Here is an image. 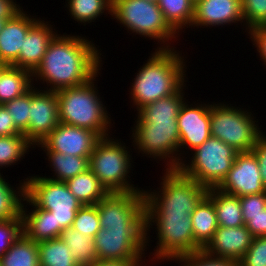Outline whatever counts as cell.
<instances>
[{
  "label": "cell",
  "instance_id": "20",
  "mask_svg": "<svg viewBox=\"0 0 266 266\" xmlns=\"http://www.w3.org/2000/svg\"><path fill=\"white\" fill-rule=\"evenodd\" d=\"M253 236L243 226L218 227L212 239L202 249L212 257L239 261L251 245Z\"/></svg>",
  "mask_w": 266,
  "mask_h": 266
},
{
  "label": "cell",
  "instance_id": "10",
  "mask_svg": "<svg viewBox=\"0 0 266 266\" xmlns=\"http://www.w3.org/2000/svg\"><path fill=\"white\" fill-rule=\"evenodd\" d=\"M238 153L233 147L211 136L192 151L191 162L183 160L179 170L207 188L217 187L231 169Z\"/></svg>",
  "mask_w": 266,
  "mask_h": 266
},
{
  "label": "cell",
  "instance_id": "47",
  "mask_svg": "<svg viewBox=\"0 0 266 266\" xmlns=\"http://www.w3.org/2000/svg\"><path fill=\"white\" fill-rule=\"evenodd\" d=\"M22 9L16 0H0V18L6 21L12 19Z\"/></svg>",
  "mask_w": 266,
  "mask_h": 266
},
{
  "label": "cell",
  "instance_id": "6",
  "mask_svg": "<svg viewBox=\"0 0 266 266\" xmlns=\"http://www.w3.org/2000/svg\"><path fill=\"white\" fill-rule=\"evenodd\" d=\"M110 135L101 137L89 157V169L109 193L144 191L132 184L128 175L133 168L131 148ZM131 154V155H130ZM132 162V163H131ZM141 189V190H140Z\"/></svg>",
  "mask_w": 266,
  "mask_h": 266
},
{
  "label": "cell",
  "instance_id": "24",
  "mask_svg": "<svg viewBox=\"0 0 266 266\" xmlns=\"http://www.w3.org/2000/svg\"><path fill=\"white\" fill-rule=\"evenodd\" d=\"M206 196L213 202L219 227L234 228L245 225L238 196L220 191L216 187L208 188Z\"/></svg>",
  "mask_w": 266,
  "mask_h": 266
},
{
  "label": "cell",
  "instance_id": "18",
  "mask_svg": "<svg viewBox=\"0 0 266 266\" xmlns=\"http://www.w3.org/2000/svg\"><path fill=\"white\" fill-rule=\"evenodd\" d=\"M243 23L241 0H199L194 4L191 27L228 26Z\"/></svg>",
  "mask_w": 266,
  "mask_h": 266
},
{
  "label": "cell",
  "instance_id": "44",
  "mask_svg": "<svg viewBox=\"0 0 266 266\" xmlns=\"http://www.w3.org/2000/svg\"><path fill=\"white\" fill-rule=\"evenodd\" d=\"M248 38L253 42V46L257 48L261 60L266 66V25L257 26L248 31Z\"/></svg>",
  "mask_w": 266,
  "mask_h": 266
},
{
  "label": "cell",
  "instance_id": "1",
  "mask_svg": "<svg viewBox=\"0 0 266 266\" xmlns=\"http://www.w3.org/2000/svg\"><path fill=\"white\" fill-rule=\"evenodd\" d=\"M94 44L79 35L57 34L32 73L33 83L43 81L41 83L47 84L44 90L58 91L85 84L100 75L102 54Z\"/></svg>",
  "mask_w": 266,
  "mask_h": 266
},
{
  "label": "cell",
  "instance_id": "30",
  "mask_svg": "<svg viewBox=\"0 0 266 266\" xmlns=\"http://www.w3.org/2000/svg\"><path fill=\"white\" fill-rule=\"evenodd\" d=\"M59 238L71 249L79 266H92L97 261L93 238L82 235L72 227L64 229Z\"/></svg>",
  "mask_w": 266,
  "mask_h": 266
},
{
  "label": "cell",
  "instance_id": "45",
  "mask_svg": "<svg viewBox=\"0 0 266 266\" xmlns=\"http://www.w3.org/2000/svg\"><path fill=\"white\" fill-rule=\"evenodd\" d=\"M252 152L258 159L261 179L266 188V134L263 132L256 140Z\"/></svg>",
  "mask_w": 266,
  "mask_h": 266
},
{
  "label": "cell",
  "instance_id": "12",
  "mask_svg": "<svg viewBox=\"0 0 266 266\" xmlns=\"http://www.w3.org/2000/svg\"><path fill=\"white\" fill-rule=\"evenodd\" d=\"M97 260L143 263L146 266V228L100 229L93 238ZM144 254V255H143ZM145 257V259H143ZM143 259V260H142ZM145 260V261H144ZM143 261V262H142Z\"/></svg>",
  "mask_w": 266,
  "mask_h": 266
},
{
  "label": "cell",
  "instance_id": "16",
  "mask_svg": "<svg viewBox=\"0 0 266 266\" xmlns=\"http://www.w3.org/2000/svg\"><path fill=\"white\" fill-rule=\"evenodd\" d=\"M216 188L238 197L266 192L255 154L252 151L239 152L226 177Z\"/></svg>",
  "mask_w": 266,
  "mask_h": 266
},
{
  "label": "cell",
  "instance_id": "22",
  "mask_svg": "<svg viewBox=\"0 0 266 266\" xmlns=\"http://www.w3.org/2000/svg\"><path fill=\"white\" fill-rule=\"evenodd\" d=\"M27 205L32 207L30 212L26 209ZM21 218L22 232L34 242L39 243L55 238L53 214L36 207L25 195L21 204Z\"/></svg>",
  "mask_w": 266,
  "mask_h": 266
},
{
  "label": "cell",
  "instance_id": "14",
  "mask_svg": "<svg viewBox=\"0 0 266 266\" xmlns=\"http://www.w3.org/2000/svg\"><path fill=\"white\" fill-rule=\"evenodd\" d=\"M60 123L56 91L30 90V118L28 129L23 133L35 147Z\"/></svg>",
  "mask_w": 266,
  "mask_h": 266
},
{
  "label": "cell",
  "instance_id": "26",
  "mask_svg": "<svg viewBox=\"0 0 266 266\" xmlns=\"http://www.w3.org/2000/svg\"><path fill=\"white\" fill-rule=\"evenodd\" d=\"M34 85L32 72L9 65L0 76V104L23 96Z\"/></svg>",
  "mask_w": 266,
  "mask_h": 266
},
{
  "label": "cell",
  "instance_id": "4",
  "mask_svg": "<svg viewBox=\"0 0 266 266\" xmlns=\"http://www.w3.org/2000/svg\"><path fill=\"white\" fill-rule=\"evenodd\" d=\"M163 175L157 191L144 190L145 214L191 215L208 188L179 169H166Z\"/></svg>",
  "mask_w": 266,
  "mask_h": 266
},
{
  "label": "cell",
  "instance_id": "27",
  "mask_svg": "<svg viewBox=\"0 0 266 266\" xmlns=\"http://www.w3.org/2000/svg\"><path fill=\"white\" fill-rule=\"evenodd\" d=\"M191 220L194 240L204 248L219 227L215 207L207 196L196 206L191 214Z\"/></svg>",
  "mask_w": 266,
  "mask_h": 266
},
{
  "label": "cell",
  "instance_id": "46",
  "mask_svg": "<svg viewBox=\"0 0 266 266\" xmlns=\"http://www.w3.org/2000/svg\"><path fill=\"white\" fill-rule=\"evenodd\" d=\"M22 134L15 126L12 116L3 104H0V136Z\"/></svg>",
  "mask_w": 266,
  "mask_h": 266
},
{
  "label": "cell",
  "instance_id": "37",
  "mask_svg": "<svg viewBox=\"0 0 266 266\" xmlns=\"http://www.w3.org/2000/svg\"><path fill=\"white\" fill-rule=\"evenodd\" d=\"M12 116L16 128L23 134L28 129L30 118V91L21 97L3 104Z\"/></svg>",
  "mask_w": 266,
  "mask_h": 266
},
{
  "label": "cell",
  "instance_id": "15",
  "mask_svg": "<svg viewBox=\"0 0 266 266\" xmlns=\"http://www.w3.org/2000/svg\"><path fill=\"white\" fill-rule=\"evenodd\" d=\"M210 106L211 104L209 103L189 105L187 102H184L181 106L177 116L180 136L179 161L181 163L184 160L183 155H187L184 153L185 151L183 148L193 151L211 137Z\"/></svg>",
  "mask_w": 266,
  "mask_h": 266
},
{
  "label": "cell",
  "instance_id": "29",
  "mask_svg": "<svg viewBox=\"0 0 266 266\" xmlns=\"http://www.w3.org/2000/svg\"><path fill=\"white\" fill-rule=\"evenodd\" d=\"M0 262L2 266H39L37 243L22 232Z\"/></svg>",
  "mask_w": 266,
  "mask_h": 266
},
{
  "label": "cell",
  "instance_id": "31",
  "mask_svg": "<svg viewBox=\"0 0 266 266\" xmlns=\"http://www.w3.org/2000/svg\"><path fill=\"white\" fill-rule=\"evenodd\" d=\"M159 8L165 20L178 33L190 28L194 17V3L191 0H159Z\"/></svg>",
  "mask_w": 266,
  "mask_h": 266
},
{
  "label": "cell",
  "instance_id": "17",
  "mask_svg": "<svg viewBox=\"0 0 266 266\" xmlns=\"http://www.w3.org/2000/svg\"><path fill=\"white\" fill-rule=\"evenodd\" d=\"M99 139L91 130L60 122L36 147L62 154L90 157Z\"/></svg>",
  "mask_w": 266,
  "mask_h": 266
},
{
  "label": "cell",
  "instance_id": "39",
  "mask_svg": "<svg viewBox=\"0 0 266 266\" xmlns=\"http://www.w3.org/2000/svg\"><path fill=\"white\" fill-rule=\"evenodd\" d=\"M181 264L180 266H238V262L232 259L212 257L203 250L177 256L173 259Z\"/></svg>",
  "mask_w": 266,
  "mask_h": 266
},
{
  "label": "cell",
  "instance_id": "34",
  "mask_svg": "<svg viewBox=\"0 0 266 266\" xmlns=\"http://www.w3.org/2000/svg\"><path fill=\"white\" fill-rule=\"evenodd\" d=\"M20 184L16 187L0 173V220L21 218V204L24 197V180H19Z\"/></svg>",
  "mask_w": 266,
  "mask_h": 266
},
{
  "label": "cell",
  "instance_id": "11",
  "mask_svg": "<svg viewBox=\"0 0 266 266\" xmlns=\"http://www.w3.org/2000/svg\"><path fill=\"white\" fill-rule=\"evenodd\" d=\"M135 122L131 135L134 149H137L139 154L141 152L142 156L163 160V163L167 161L166 169H179L180 136L177 120Z\"/></svg>",
  "mask_w": 266,
  "mask_h": 266
},
{
  "label": "cell",
  "instance_id": "3",
  "mask_svg": "<svg viewBox=\"0 0 266 266\" xmlns=\"http://www.w3.org/2000/svg\"><path fill=\"white\" fill-rule=\"evenodd\" d=\"M96 77L98 74L85 84L62 88L56 95L61 123L91 130L101 138L112 135V122L94 84Z\"/></svg>",
  "mask_w": 266,
  "mask_h": 266
},
{
  "label": "cell",
  "instance_id": "19",
  "mask_svg": "<svg viewBox=\"0 0 266 266\" xmlns=\"http://www.w3.org/2000/svg\"><path fill=\"white\" fill-rule=\"evenodd\" d=\"M52 26L39 17L26 34L20 54L11 65L33 73L40 65L49 44L58 34Z\"/></svg>",
  "mask_w": 266,
  "mask_h": 266
},
{
  "label": "cell",
  "instance_id": "51",
  "mask_svg": "<svg viewBox=\"0 0 266 266\" xmlns=\"http://www.w3.org/2000/svg\"><path fill=\"white\" fill-rule=\"evenodd\" d=\"M148 1H151V2L157 3L159 0H148Z\"/></svg>",
  "mask_w": 266,
  "mask_h": 266
},
{
  "label": "cell",
  "instance_id": "32",
  "mask_svg": "<svg viewBox=\"0 0 266 266\" xmlns=\"http://www.w3.org/2000/svg\"><path fill=\"white\" fill-rule=\"evenodd\" d=\"M39 266H79L71 249L60 238L37 243Z\"/></svg>",
  "mask_w": 266,
  "mask_h": 266
},
{
  "label": "cell",
  "instance_id": "49",
  "mask_svg": "<svg viewBox=\"0 0 266 266\" xmlns=\"http://www.w3.org/2000/svg\"><path fill=\"white\" fill-rule=\"evenodd\" d=\"M9 66V64L0 62V76L2 75V72Z\"/></svg>",
  "mask_w": 266,
  "mask_h": 266
},
{
  "label": "cell",
  "instance_id": "8",
  "mask_svg": "<svg viewBox=\"0 0 266 266\" xmlns=\"http://www.w3.org/2000/svg\"><path fill=\"white\" fill-rule=\"evenodd\" d=\"M29 177V178H28ZM24 178V195L38 208L50 211L55 220V238L73 225L82 204L69 191L65 182L44 176Z\"/></svg>",
  "mask_w": 266,
  "mask_h": 266
},
{
  "label": "cell",
  "instance_id": "33",
  "mask_svg": "<svg viewBox=\"0 0 266 266\" xmlns=\"http://www.w3.org/2000/svg\"><path fill=\"white\" fill-rule=\"evenodd\" d=\"M66 7L69 15L79 24L92 23L99 19L101 15L110 14L112 0H66ZM105 13V14H103Z\"/></svg>",
  "mask_w": 266,
  "mask_h": 266
},
{
  "label": "cell",
  "instance_id": "43",
  "mask_svg": "<svg viewBox=\"0 0 266 266\" xmlns=\"http://www.w3.org/2000/svg\"><path fill=\"white\" fill-rule=\"evenodd\" d=\"M242 215L245 227L253 237L266 236V208L261 213Z\"/></svg>",
  "mask_w": 266,
  "mask_h": 266
},
{
  "label": "cell",
  "instance_id": "21",
  "mask_svg": "<svg viewBox=\"0 0 266 266\" xmlns=\"http://www.w3.org/2000/svg\"><path fill=\"white\" fill-rule=\"evenodd\" d=\"M38 20L22 9L6 21L0 33V62L11 65L18 58L26 34Z\"/></svg>",
  "mask_w": 266,
  "mask_h": 266
},
{
  "label": "cell",
  "instance_id": "9",
  "mask_svg": "<svg viewBox=\"0 0 266 266\" xmlns=\"http://www.w3.org/2000/svg\"><path fill=\"white\" fill-rule=\"evenodd\" d=\"M250 110L226 103L210 106L211 136L218 138L238 152H251L263 133Z\"/></svg>",
  "mask_w": 266,
  "mask_h": 266
},
{
  "label": "cell",
  "instance_id": "52",
  "mask_svg": "<svg viewBox=\"0 0 266 266\" xmlns=\"http://www.w3.org/2000/svg\"><path fill=\"white\" fill-rule=\"evenodd\" d=\"M194 4L197 3L199 0H191Z\"/></svg>",
  "mask_w": 266,
  "mask_h": 266
},
{
  "label": "cell",
  "instance_id": "2",
  "mask_svg": "<svg viewBox=\"0 0 266 266\" xmlns=\"http://www.w3.org/2000/svg\"><path fill=\"white\" fill-rule=\"evenodd\" d=\"M177 51L176 47L155 48V52L138 69L130 89V102L133 101L136 111L148 103L174 94L183 84L186 85V61L182 53Z\"/></svg>",
  "mask_w": 266,
  "mask_h": 266
},
{
  "label": "cell",
  "instance_id": "13",
  "mask_svg": "<svg viewBox=\"0 0 266 266\" xmlns=\"http://www.w3.org/2000/svg\"><path fill=\"white\" fill-rule=\"evenodd\" d=\"M96 206L102 229L146 227L144 191L109 193Z\"/></svg>",
  "mask_w": 266,
  "mask_h": 266
},
{
  "label": "cell",
  "instance_id": "35",
  "mask_svg": "<svg viewBox=\"0 0 266 266\" xmlns=\"http://www.w3.org/2000/svg\"><path fill=\"white\" fill-rule=\"evenodd\" d=\"M35 148L23 134L0 136V169L15 165ZM1 171V170H0ZM1 173V172H0Z\"/></svg>",
  "mask_w": 266,
  "mask_h": 266
},
{
  "label": "cell",
  "instance_id": "48",
  "mask_svg": "<svg viewBox=\"0 0 266 266\" xmlns=\"http://www.w3.org/2000/svg\"><path fill=\"white\" fill-rule=\"evenodd\" d=\"M143 263L97 260L92 266H143Z\"/></svg>",
  "mask_w": 266,
  "mask_h": 266
},
{
  "label": "cell",
  "instance_id": "50",
  "mask_svg": "<svg viewBox=\"0 0 266 266\" xmlns=\"http://www.w3.org/2000/svg\"><path fill=\"white\" fill-rule=\"evenodd\" d=\"M5 23H6V20L0 18V33L2 32V30H3L4 26H5Z\"/></svg>",
  "mask_w": 266,
  "mask_h": 266
},
{
  "label": "cell",
  "instance_id": "38",
  "mask_svg": "<svg viewBox=\"0 0 266 266\" xmlns=\"http://www.w3.org/2000/svg\"><path fill=\"white\" fill-rule=\"evenodd\" d=\"M241 6L247 32L266 25V0H241Z\"/></svg>",
  "mask_w": 266,
  "mask_h": 266
},
{
  "label": "cell",
  "instance_id": "41",
  "mask_svg": "<svg viewBox=\"0 0 266 266\" xmlns=\"http://www.w3.org/2000/svg\"><path fill=\"white\" fill-rule=\"evenodd\" d=\"M22 233V218L0 220V259Z\"/></svg>",
  "mask_w": 266,
  "mask_h": 266
},
{
  "label": "cell",
  "instance_id": "23",
  "mask_svg": "<svg viewBox=\"0 0 266 266\" xmlns=\"http://www.w3.org/2000/svg\"><path fill=\"white\" fill-rule=\"evenodd\" d=\"M184 84L172 95L148 103L137 110L135 121H171L177 120L180 108L186 98ZM184 93V94H183Z\"/></svg>",
  "mask_w": 266,
  "mask_h": 266
},
{
  "label": "cell",
  "instance_id": "42",
  "mask_svg": "<svg viewBox=\"0 0 266 266\" xmlns=\"http://www.w3.org/2000/svg\"><path fill=\"white\" fill-rule=\"evenodd\" d=\"M242 214L261 213L266 208V192L239 197Z\"/></svg>",
  "mask_w": 266,
  "mask_h": 266
},
{
  "label": "cell",
  "instance_id": "36",
  "mask_svg": "<svg viewBox=\"0 0 266 266\" xmlns=\"http://www.w3.org/2000/svg\"><path fill=\"white\" fill-rule=\"evenodd\" d=\"M72 228L84 236L94 238L101 229L96 205H82L77 211Z\"/></svg>",
  "mask_w": 266,
  "mask_h": 266
},
{
  "label": "cell",
  "instance_id": "25",
  "mask_svg": "<svg viewBox=\"0 0 266 266\" xmlns=\"http://www.w3.org/2000/svg\"><path fill=\"white\" fill-rule=\"evenodd\" d=\"M65 183L69 191L82 205H96L99 200L109 194L90 169L67 180Z\"/></svg>",
  "mask_w": 266,
  "mask_h": 266
},
{
  "label": "cell",
  "instance_id": "5",
  "mask_svg": "<svg viewBox=\"0 0 266 266\" xmlns=\"http://www.w3.org/2000/svg\"><path fill=\"white\" fill-rule=\"evenodd\" d=\"M111 16L131 34L158 41L157 49H172L171 41L180 36L165 20L158 3L148 0H112Z\"/></svg>",
  "mask_w": 266,
  "mask_h": 266
},
{
  "label": "cell",
  "instance_id": "40",
  "mask_svg": "<svg viewBox=\"0 0 266 266\" xmlns=\"http://www.w3.org/2000/svg\"><path fill=\"white\" fill-rule=\"evenodd\" d=\"M238 266H266V236L253 237L250 247Z\"/></svg>",
  "mask_w": 266,
  "mask_h": 266
},
{
  "label": "cell",
  "instance_id": "7",
  "mask_svg": "<svg viewBox=\"0 0 266 266\" xmlns=\"http://www.w3.org/2000/svg\"><path fill=\"white\" fill-rule=\"evenodd\" d=\"M146 249L150 246V228L157 229V244L150 261H170L177 257L201 251L203 248L194 240L191 215L145 214ZM153 223V224H152ZM155 224V225H154ZM157 227H152V226ZM149 235V236H148ZM156 259V260H155ZM160 260V261H159Z\"/></svg>",
  "mask_w": 266,
  "mask_h": 266
},
{
  "label": "cell",
  "instance_id": "28",
  "mask_svg": "<svg viewBox=\"0 0 266 266\" xmlns=\"http://www.w3.org/2000/svg\"><path fill=\"white\" fill-rule=\"evenodd\" d=\"M43 151H45L44 153H46V157H48L46 159H48L49 165L54 172L53 177L46 178L66 182L89 169V157L62 154L51 150Z\"/></svg>",
  "mask_w": 266,
  "mask_h": 266
}]
</instances>
